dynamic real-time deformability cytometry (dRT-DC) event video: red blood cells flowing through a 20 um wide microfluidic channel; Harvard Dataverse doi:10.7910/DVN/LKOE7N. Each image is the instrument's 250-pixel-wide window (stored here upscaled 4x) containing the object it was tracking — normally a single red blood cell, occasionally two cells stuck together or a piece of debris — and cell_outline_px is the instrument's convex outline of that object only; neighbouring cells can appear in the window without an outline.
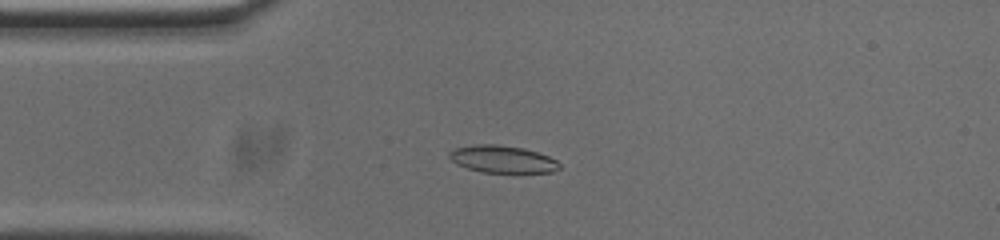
{"species": "common noctule bat (a hibernating species)", "species_latin": "Nyctalus noctula", "temperature_condition": "cold", "stored_images_in_passage": 52, "camera_frame_rate_fps": 3000, "um_per_image_px": 0.085, "animal": {"sex": "male", "body_mass_g": 20.0, "forearm_length_mm": 53.3}, "frame": {"image": 1, "passage_image": 11, "time_ms": 3.333, "image_size_px": [1000, 240], "cell_outline_px": [[560, 168], [552, 172], [484, 172], [468, 168], [456, 164], [448, 156], [448, 152], [456, 148], [476, 144], [496, 144], [524, 148], [548, 156], [556, 160], [560, 164]], "centroid_in_image_um": [42.7, 13.52], "position_along_channel_um": 42.3, "area_um2": 17.34}}
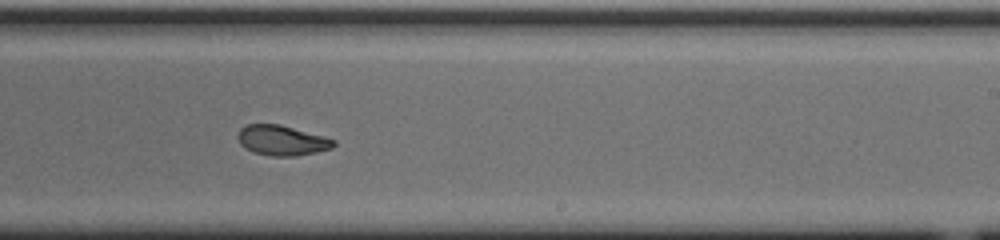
{"frame": {"image": 2, "passage_image": 30, "time_ms": 9.667, "image_size_px": [1000, 240], "cell_outline_px": [[336, 144], [332, 148], [316, 152], [296, 156], [272, 156], [252, 152], [244, 148], [240, 144], [236, 136], [240, 128], [248, 124], [280, 124], [324, 136], [336, 140]], "centroid_in_image_um": [23.94, 11.93], "position_along_channel_um": 265.1, "area_um2": 16.99}}
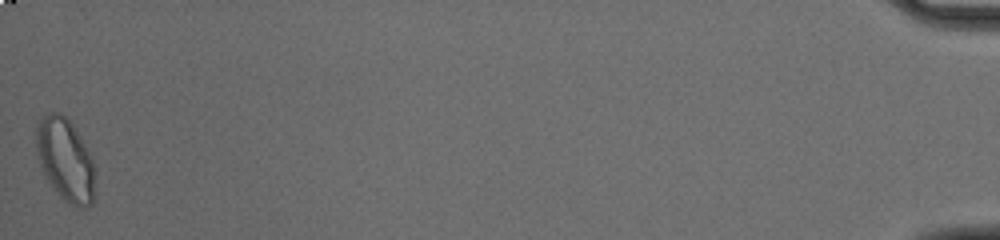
{"frame": {"image": 3, "passage_image": 52, "time_ms": 17.0, "image_size_px": [1000, 240], "cell_outline_px": [[96, 192], [92, 204], [88, 208], [76, 208], [68, 204], [52, 188], [44, 176], [36, 156], [36, 128], [40, 120], [48, 112], [56, 112], [64, 116], [72, 124], [80, 136], [96, 168]], "centroid_in_image_um": [5.58, 13.66], "position_along_channel_um": 429.6, "area_um2": 29.02}, "authors_computed_cell_mechanics": {"area_um2": 17.34, "velocity_mm_per_s": 3.7332, "shape_relaxation_time_tau1_ms": 6.2383, "shape_relaxation_time_tau2_ms": 1.7747, "deformation_change_tau1": 0.1905, "deformation_change_tau2": 0.0692}}